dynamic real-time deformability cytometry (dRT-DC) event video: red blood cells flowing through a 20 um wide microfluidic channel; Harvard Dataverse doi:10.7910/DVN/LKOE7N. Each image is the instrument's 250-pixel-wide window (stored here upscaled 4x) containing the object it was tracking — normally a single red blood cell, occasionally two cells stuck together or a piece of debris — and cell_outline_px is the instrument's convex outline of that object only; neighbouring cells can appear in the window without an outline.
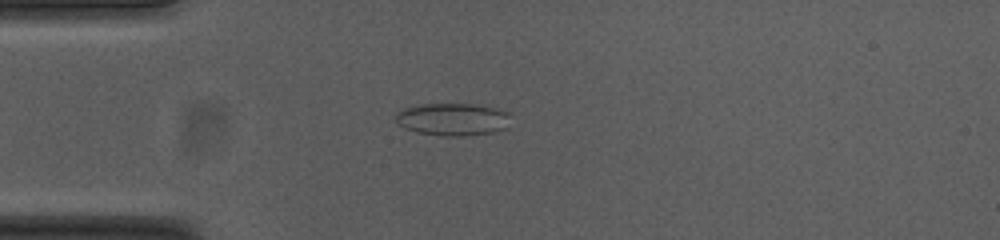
{"species": "common noctule bat (a hibernating species)", "species_latin": "Nyctalus noctula", "temperature_condition": "cold", "stored_images_in_passage": 53, "camera_frame_rate_fps": 3000, "um_per_image_px": 0.085, "animal": {"sex": "female", "body_mass_g": 23.0, "forearm_length_mm": 53.4}, "frame": {"image": 1, "passage_image": 13, "time_ms": 4.0, "image_size_px": [1000, 240], "cell_outline_px": [[508, 128], [492, 132], [464, 136], [440, 136], [416, 132], [400, 124], [396, 120], [396, 116], [404, 108], [420, 104], [476, 104], [508, 112]], "centroid_in_image_um": [38.5, 10.15], "position_along_channel_um": 46.5, "area_um2": 21.5}}
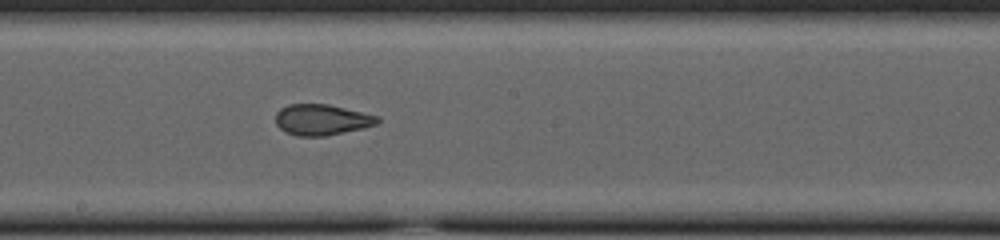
{"frame": {"image": 2, "passage_image": 28, "time_ms": 9.0, "image_size_px": [1000, 240], "cell_outline_px": [[380, 120], [376, 124], [364, 128], [324, 136], [296, 136], [284, 132], [276, 124], [276, 112], [280, 108], [288, 104], [328, 104], [380, 116]], "centroid_in_image_um": [27.34, 10.17], "position_along_channel_um": 220.9, "area_um2": 18.44}}
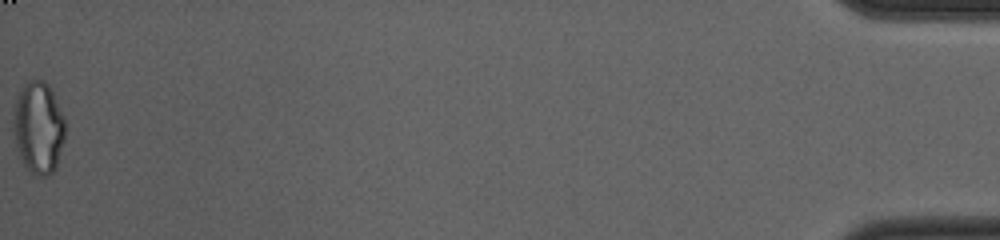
{"frame": {"image": 3, "passage_image": 53, "time_ms": 17.333, "image_size_px": [1000, 240], "cell_outline_px": [[64, 140], [56, 168], [48, 176], [36, 176], [24, 164], [20, 156], [16, 144], [12, 128], [16, 100], [24, 84], [28, 80], [44, 80], [48, 84], [64, 116]], "centroid_in_image_um": [3.27, 10.85], "position_along_channel_um": 431.9, "area_um2": 27.57}, "authors_computed_cell_mechanics": {"area_um2": 20.1144, "velocity_mm_per_s": 3.7682, "shape_relaxation_time_tau1_ms": null, "shape_relaxation_time_tau2_ms": 1.4294, "deformation_change_tau1": null, "deformation_change_tau2": 0.0715}}